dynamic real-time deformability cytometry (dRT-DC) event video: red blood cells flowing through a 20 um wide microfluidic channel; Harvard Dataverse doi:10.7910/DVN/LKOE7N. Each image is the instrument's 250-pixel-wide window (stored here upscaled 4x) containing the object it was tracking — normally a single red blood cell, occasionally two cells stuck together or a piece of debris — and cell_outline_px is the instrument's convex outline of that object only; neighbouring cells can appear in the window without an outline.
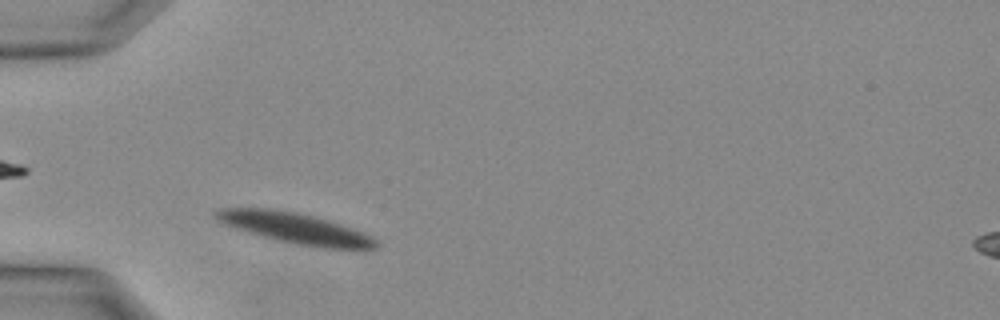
{"species": "Egyptian fruit bat (a non-hibernating species)", "species_latin": "Rousettus aegyptiacus", "temperature_condition": "warm", "stored_images_in_passage": 23, "camera_frame_rate_fps": 3000, "um_per_image_px": 0.085, "animal": {"sex": "female"}, "frame": {"image": 1, "passage_image": 1, "time_ms": 0.0, "image_size_px": [1000, 320], "cell_outline_px": [[380, 248], [320, 248], [280, 240], [248, 232], [224, 224], [212, 216], [212, 212], [220, 208], [268, 208], [296, 212], [328, 220], [340, 224], [372, 236], [380, 244]], "centroid_in_image_um": [25.07, 19.38], "position_along_channel_um": 59.9, "area_um2": 28.21}}
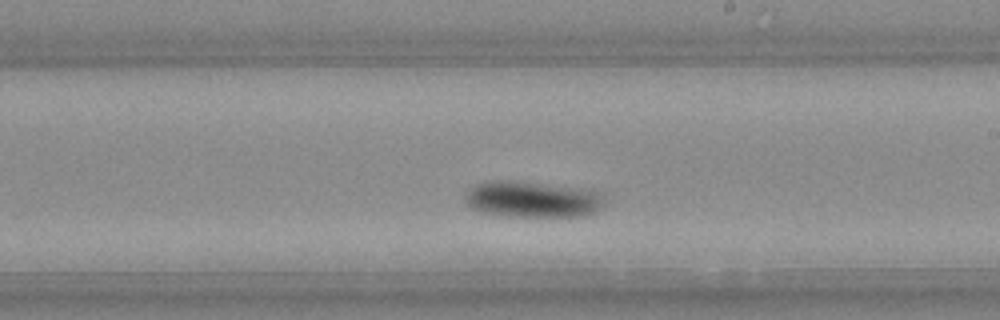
{"frame": {"image": 2, "passage_image": 11, "time_ms": 3.333, "image_size_px": [1000, 320], "cell_outline_px": [[608, 204], [596, 212], [584, 216], [504, 216], [480, 212], [472, 208], [464, 200], [464, 196], [468, 188], [476, 184], [492, 180], [512, 180], [592, 188], [600, 192]], "centroid_in_image_um": [45.32, 16.92], "position_along_channel_um": 243.7, "area_um2": 30.35}}
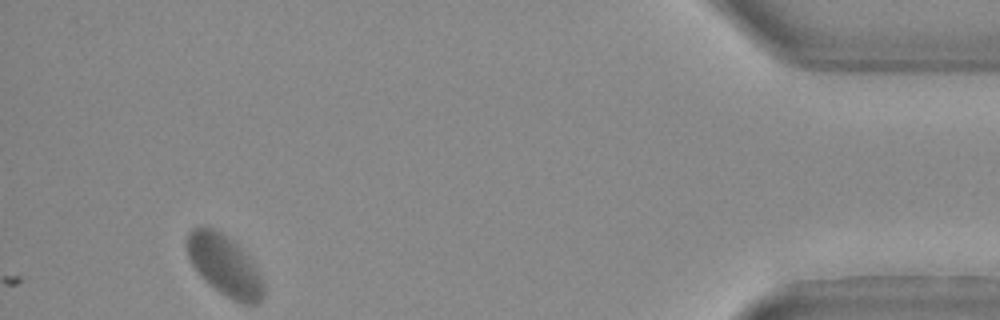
{"frame": {"image": 3, "passage_image": 23, "time_ms": 7.333, "image_size_px": [1000, 320], "cell_outline_px": [[264, 296], [256, 304], [244, 304], [232, 300], [220, 292], [204, 280], [200, 276], [192, 264], [188, 256], [188, 232], [192, 228], [212, 228], [220, 232], [240, 244], [256, 264], [264, 284]], "centroid_in_image_um": [19.15, 22.57], "position_along_channel_um": 416.1, "area_um2": 27.28}}